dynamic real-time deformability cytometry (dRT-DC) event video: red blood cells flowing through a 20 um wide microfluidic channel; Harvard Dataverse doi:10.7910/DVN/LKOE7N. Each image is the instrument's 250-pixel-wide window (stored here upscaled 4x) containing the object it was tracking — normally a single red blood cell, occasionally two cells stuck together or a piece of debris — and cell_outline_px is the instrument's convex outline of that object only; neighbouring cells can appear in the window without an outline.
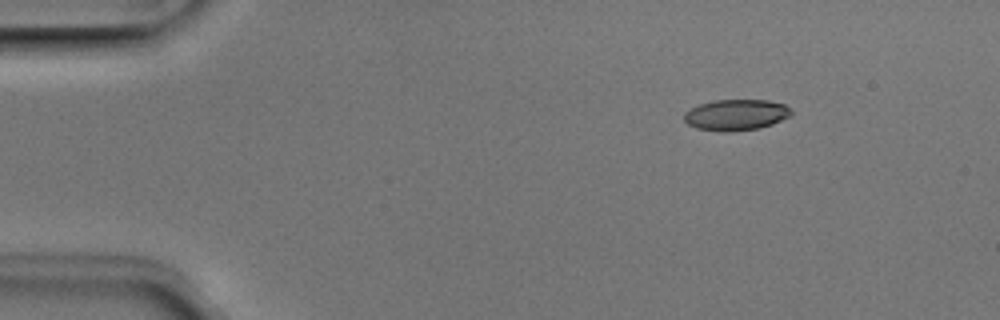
{"species": "Egyptian fruit bat (a non-hibernating species)", "species_latin": "Rousettus aegyptiacus", "temperature_condition": "room temperature", "stored_images_in_passage": 4, "camera_frame_rate_fps": 3000, "um_per_image_px": 0.085, "animal": {"sex": "male"}, "frame": {"image": 1, "passage_image": 2, "time_ms": 0.333, "image_size_px": [1000, 320], "cell_outline_px": [[792, 112], [788, 116], [772, 124], [760, 128], [724, 132], [696, 128], [688, 124], [684, 120], [684, 112], [700, 104], [716, 100], [768, 100], [784, 104], [792, 108]], "centroid_in_image_um": [62.56, 9.76], "position_along_channel_um": 22.4, "area_um2": 19.25}}